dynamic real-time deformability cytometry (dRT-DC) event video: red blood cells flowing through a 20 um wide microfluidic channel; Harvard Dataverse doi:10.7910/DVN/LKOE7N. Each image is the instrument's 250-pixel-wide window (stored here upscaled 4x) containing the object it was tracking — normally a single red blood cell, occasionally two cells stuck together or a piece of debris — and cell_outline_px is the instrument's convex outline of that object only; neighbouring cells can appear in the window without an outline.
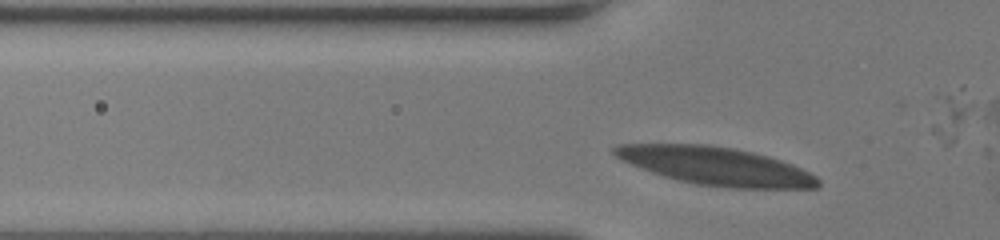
{"species": "human", "species_latin": "Homo sapiens", "temperature_condition": "room temperature", "stored_images_in_passage": 45, "camera_frame_rate_fps": 3000, "um_per_image_px": 0.085, "donor": {"sex": "female"}, "frame": {"image": 1, "passage_image": 4, "time_ms": 1.0, "image_size_px": [1000, 240], "cell_outline_px": [[820, 188], [728, 188], [696, 184], [664, 176], [652, 172], [620, 160], [612, 152], [612, 148], [616, 144], [704, 144], [732, 148], [752, 152], [768, 156], [792, 164], [816, 176], [820, 180]], "centroid_in_image_um": [60.85, 14.11], "position_along_channel_um": 65.0, "area_um2": 44.91}}
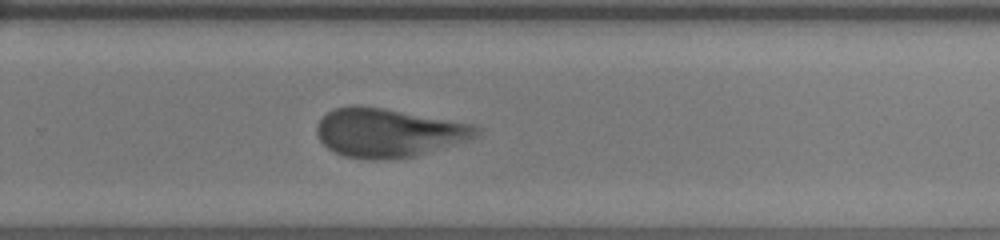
{"frame": {"image": 2, "passage_image": 24, "time_ms": 7.667, "image_size_px": [1000, 240], "cell_outline_px": [[480, 132], [472, 140], [416, 156], [388, 160], [372, 160], [344, 156], [328, 148], [320, 140], [316, 132], [316, 124], [332, 108], [348, 104], [360, 104], [384, 108], [472, 124], [480, 128]], "centroid_in_image_um": [33.01, 11.28], "position_along_channel_um": 296.8, "area_um2": 45.89}}
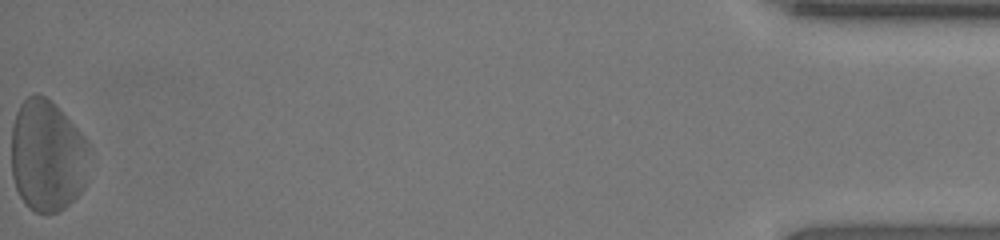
{"frame": {"image": 3, "passage_image": 45, "time_ms": 14.667, "image_size_px": [1000, 240], "cell_outline_px": [[88, 144], [84, 188], [64, 208], [56, 212], [36, 212], [20, 196], [16, 188], [12, 176], [12, 124], [16, 112], [20, 104], [28, 96], [36, 92], [52, 100], [56, 104], [84, 136]], "centroid_in_image_um": [3.99, 13.19], "position_along_channel_um": 431.2, "area_um2": 50.46}, "authors_computed_cell_mechanics": {"area_um2": 44.5638, "velocity_mm_per_s": 3.5797, "shape_relaxation_time_tau1_ms": 3.0831, "shape_relaxation_time_tau2_ms": null, "deformation_change_tau1": 0.1863, "deformation_change_tau2": null}}